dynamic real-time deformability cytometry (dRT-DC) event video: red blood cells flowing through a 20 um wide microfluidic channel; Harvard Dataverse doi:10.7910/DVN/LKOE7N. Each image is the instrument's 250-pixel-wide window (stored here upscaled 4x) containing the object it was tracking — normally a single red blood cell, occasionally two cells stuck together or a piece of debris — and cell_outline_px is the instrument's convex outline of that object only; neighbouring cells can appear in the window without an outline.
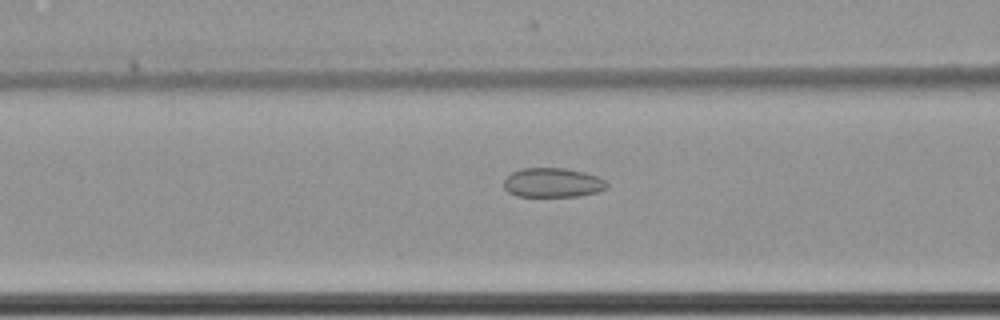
{"species": "common noctule bat (a hibernating species)", "species_latin": "Nyctalus noctula", "temperature_condition": "cold", "stored_images_in_passage": 46, "camera_frame_rate_fps": 3000, "um_per_image_px": 0.085, "animal": {"sex": "female", "body_mass_g": 22.7, "forearm_length_mm": 54.2}, "frame": {"image": 1, "passage_image": 12, "time_ms": 3.667, "image_size_px": [1000, 320], "cell_outline_px": [[608, 188], [596, 192], [576, 196], [516, 196], [508, 192], [504, 188], [504, 180], [512, 172], [520, 168], [564, 168], [584, 172], [596, 176], [604, 180], [608, 184]], "centroid_in_image_um": [46.96, 15.52], "position_along_channel_um": 119.6, "area_um2": 17.57}}
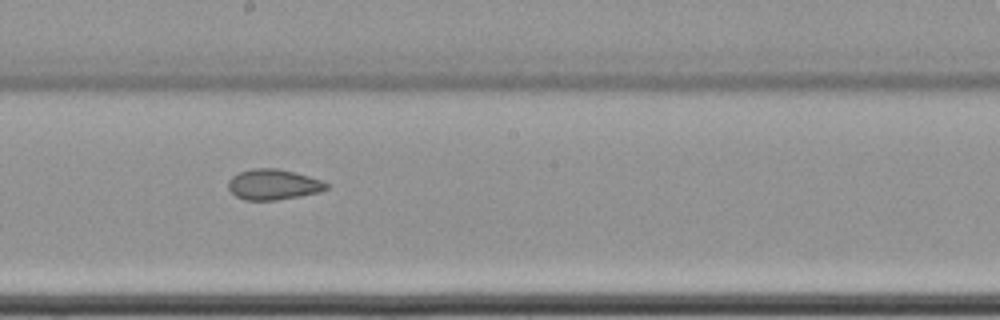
{"frame": {"image": 2, "passage_image": 21, "time_ms": 6.667, "image_size_px": [1000, 320], "cell_outline_px": [[328, 188], [320, 192], [300, 196], [276, 200], [244, 200], [236, 196], [228, 188], [228, 180], [232, 176], [240, 172], [252, 168], [276, 168], [296, 172], [324, 180], [328, 184]], "centroid_in_image_um": [23.25, 15.67], "position_along_channel_um": 224.9, "area_um2": 17.63}}
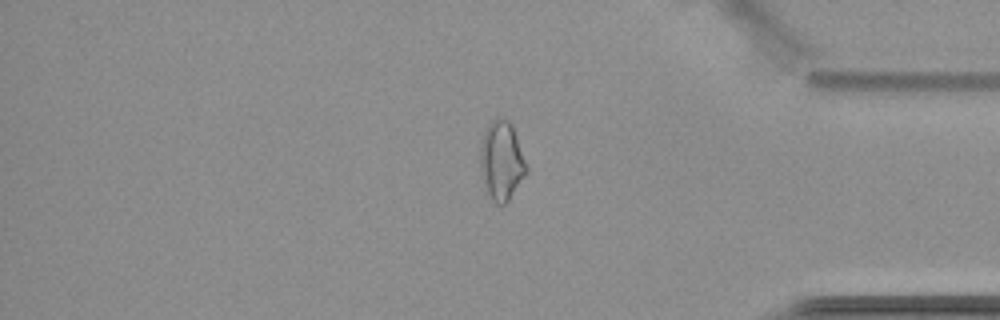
{"frame": {"image": 3, "passage_image": 37, "time_ms": 12.0, "image_size_px": [1000, 320], "cell_outline_px": [[528, 172], [508, 200], [504, 204], [496, 204], [492, 200], [488, 192], [480, 168], [480, 148], [484, 132], [488, 124], [496, 116], [500, 116], [508, 120], [512, 124], [528, 168]], "centroid_in_image_um": [42.64, 13.62], "position_along_channel_um": 392.6, "area_um2": 21.15}, "authors_computed_cell_mechanics": {"area_um2": 18.2648, "velocity_mm_per_s": 3.508, "shape_relaxation_time_tau1_ms": null, "shape_relaxation_time_tau2_ms": 5.6268, "deformation_change_tau1": null, "deformation_change_tau2": 0.1045}}